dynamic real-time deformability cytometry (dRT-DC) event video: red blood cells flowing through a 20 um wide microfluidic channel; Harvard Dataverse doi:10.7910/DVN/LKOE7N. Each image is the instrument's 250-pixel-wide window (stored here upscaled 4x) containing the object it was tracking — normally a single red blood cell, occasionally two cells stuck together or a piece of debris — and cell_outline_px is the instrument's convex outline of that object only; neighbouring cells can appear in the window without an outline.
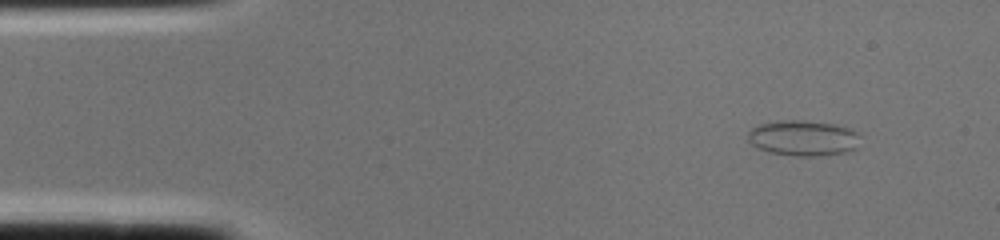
{"species": "common noctule bat (a hibernating species)", "species_latin": "Nyctalus noctula", "temperature_condition": "cold", "stored_images_in_passage": 1, "camera_frame_rate_fps": 3000, "um_per_image_px": 0.085, "animal": {"sex": "female", "body_mass_g": 22.0, "forearm_length_mm": 56.7}, "frame": {"image": 1, "passage_image": 1, "time_ms": 0.0, "image_size_px": [1000, 240], "cell_outline_px": [[860, 136], [856, 148], [844, 152], [820, 156], [796, 156], [768, 152], [752, 144], [748, 140], [748, 132], [752, 128], [760, 124], [784, 120], [804, 120], [832, 124], [852, 128]], "centroid_in_image_um": [68.28, 11.73], "position_along_channel_um": 16.7, "area_um2": 23.18}}